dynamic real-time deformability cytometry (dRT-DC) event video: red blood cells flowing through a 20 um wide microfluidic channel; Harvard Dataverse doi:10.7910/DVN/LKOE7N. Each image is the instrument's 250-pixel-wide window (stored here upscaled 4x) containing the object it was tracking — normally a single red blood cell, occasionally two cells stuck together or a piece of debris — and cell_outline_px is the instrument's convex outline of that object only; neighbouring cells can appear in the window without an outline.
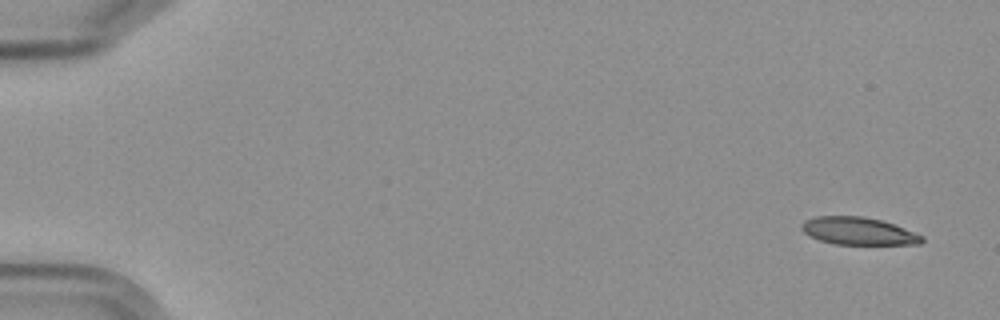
{"species": "Egyptian fruit bat (a non-hibernating species)", "species_latin": "Rousettus aegyptiacus", "temperature_condition": "cold", "stored_images_in_passage": 11, "camera_frame_rate_fps": 3000, "um_per_image_px": 0.085, "frame": {"image": 1, "passage_image": 1, "time_ms": 0.0, "image_size_px": [1000, 320], "cell_outline_px": [[924, 240], [920, 244], [832, 244], [820, 240], [804, 232], [800, 228], [800, 224], [804, 220], [816, 216], [864, 216], [880, 220], [904, 228], [924, 236]], "centroid_in_image_um": [72.94, 19.63], "position_along_channel_um": 12.1, "area_um2": 19.25}}
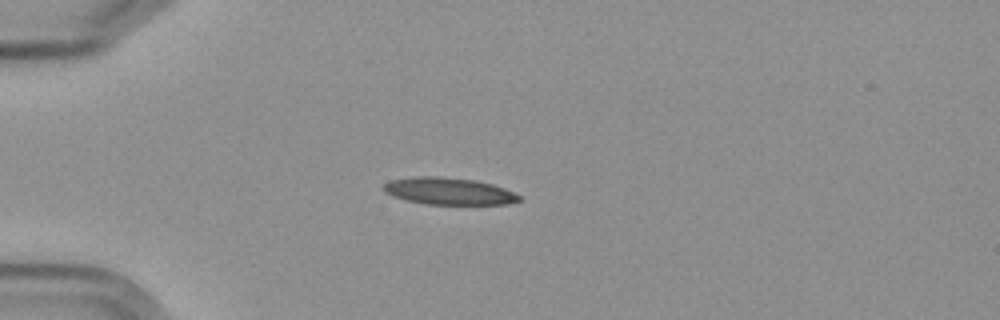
{"frame": {"image": 2, "passage_image": 4, "time_ms": 4.333, "image_size_px": [1000, 320], "cell_outline_px": [[520, 200], [508, 204], [424, 204], [392, 196], [384, 192], [380, 188], [384, 184], [392, 180], [412, 176], [436, 176], [476, 180], [492, 184], [504, 188], [520, 196]], "centroid_in_image_um": [38.1, 16.24], "position_along_channel_um": 46.9, "area_um2": 21.33}}
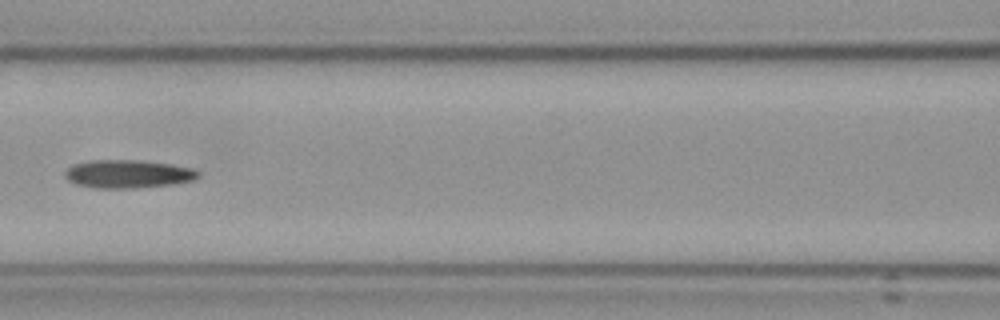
{"frame": {"image": 3, "passage_image": 7, "time_ms": 8.0, "image_size_px": [1000, 320], "cell_outline_px": [[200, 176], [192, 180], [172, 184], [140, 188], [96, 188], [76, 184], [68, 180], [64, 176], [64, 172], [68, 168], [76, 164], [92, 160], [132, 160], [168, 164], [192, 168], [200, 172]], "centroid_in_image_um": [10.87, 14.8], "position_along_channel_um": 155.7, "area_um2": 21.68}}